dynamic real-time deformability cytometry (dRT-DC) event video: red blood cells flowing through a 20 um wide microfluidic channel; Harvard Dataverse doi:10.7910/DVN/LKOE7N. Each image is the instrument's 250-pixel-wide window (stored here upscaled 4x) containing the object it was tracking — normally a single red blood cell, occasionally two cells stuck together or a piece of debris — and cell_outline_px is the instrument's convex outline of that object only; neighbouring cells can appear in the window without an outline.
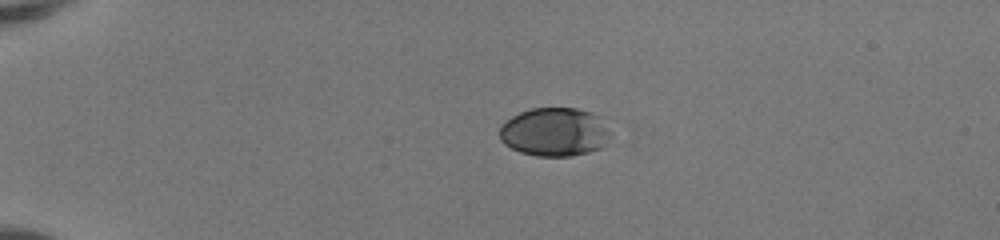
{"species": "human", "species_latin": "Homo sapiens", "temperature_condition": "room temperature", "stored_images_in_passage": 39, "camera_frame_rate_fps": 3000, "um_per_image_px": 0.085, "donor": {"sex": "female"}, "frame": {"image": 1, "passage_image": 1, "time_ms": 0.0, "image_size_px": [1000, 240], "cell_outline_px": [[608, 136], [604, 148], [572, 156], [536, 156], [520, 152], [504, 144], [500, 140], [500, 124], [504, 120], [520, 112], [532, 108], [576, 108], [592, 112], [600, 116], [608, 132]], "centroid_in_image_um": [47.11, 11.22], "position_along_channel_um": 37.9, "area_um2": 31.56}}
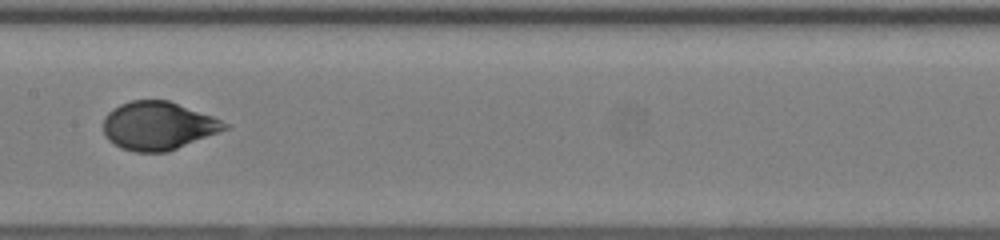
{"frame": {"image": 2, "passage_image": 17, "time_ms": 5.333, "image_size_px": [1000, 240], "cell_outline_px": [[232, 128], [168, 152], [136, 152], [120, 148], [108, 140], [104, 136], [104, 116], [112, 108], [120, 104], [132, 100], [168, 100], [212, 116], [232, 124]], "centroid_in_image_um": [13.47, 10.7], "position_along_channel_um": 193.9, "area_um2": 34.56}}
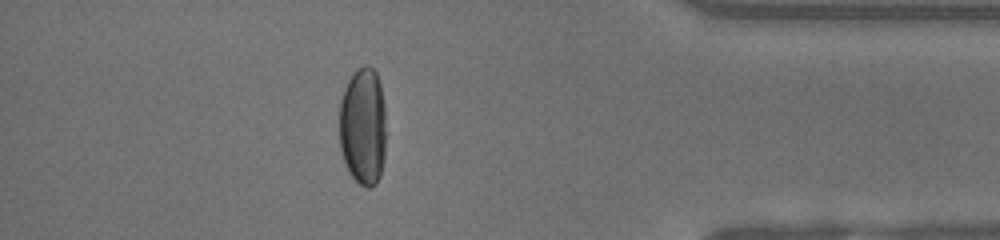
{"frame": {"image": 3, "passage_image": 34, "time_ms": 11.0, "image_size_px": [1000, 240], "cell_outline_px": [[384, 156], [380, 176], [376, 184], [372, 188], [364, 188], [348, 172], [340, 148], [340, 100], [344, 88], [348, 80], [356, 68], [364, 64], [368, 64], [376, 72], [380, 84], [384, 104]], "centroid_in_image_um": [30.84, 10.73], "position_along_channel_um": 404.4, "area_um2": 32.31}, "authors_computed_cell_mechanics": {"area_um2": 33.8708, "velocity_mm_per_s": 4.1587, "shape_relaxation_time_tau1_ms": 4.1817, "shape_relaxation_time_tau2_ms": null, "deformation_change_tau1": 0.1941, "deformation_change_tau2": null}}